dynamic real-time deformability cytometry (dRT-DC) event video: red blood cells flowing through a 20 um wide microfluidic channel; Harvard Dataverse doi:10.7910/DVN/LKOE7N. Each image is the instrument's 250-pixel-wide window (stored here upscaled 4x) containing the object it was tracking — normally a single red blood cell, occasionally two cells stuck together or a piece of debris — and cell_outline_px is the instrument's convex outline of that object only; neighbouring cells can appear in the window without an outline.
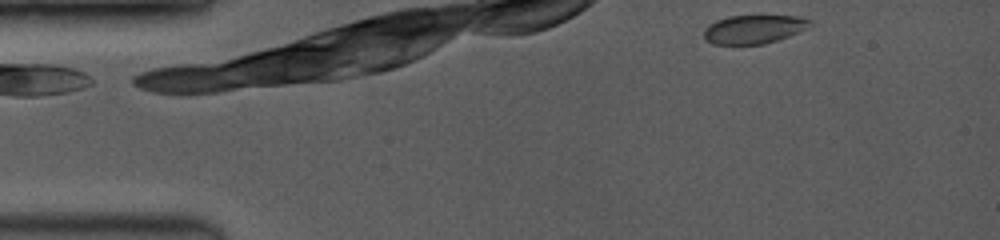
{"species": "common noctule bat (a hibernating species)", "species_latin": "Nyctalus noctula", "temperature_condition": "room temperature", "stored_images_in_passage": 7, "camera_frame_rate_fps": 3500, "um_per_image_px": 0.085, "animal": {"sex": "female", "body_mass_g": 19.0, "forearm_length_mm": 53.3}, "frame": {"image": 1, "passage_image": 1, "time_ms": 0.0, "image_size_px": [1000, 240], "cell_outline_px": [[812, 24], [808, 28], [800, 32], [764, 44], [712, 44], [704, 40], [704, 28], [708, 24], [716, 20], [728, 16], [796, 16], [812, 20]], "centroid_in_image_um": [64.05, 2.48], "position_along_channel_um": 20.9, "area_um2": 17.8}}